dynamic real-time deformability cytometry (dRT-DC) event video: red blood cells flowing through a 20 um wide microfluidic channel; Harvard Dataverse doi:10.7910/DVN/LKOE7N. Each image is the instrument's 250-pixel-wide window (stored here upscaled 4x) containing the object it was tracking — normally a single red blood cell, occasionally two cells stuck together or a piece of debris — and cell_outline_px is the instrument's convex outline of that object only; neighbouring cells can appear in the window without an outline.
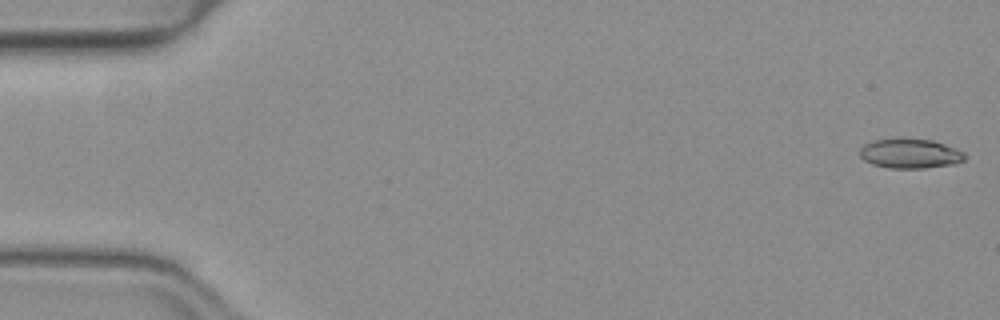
{"species": "common noctule bat (a hibernating species)", "species_latin": "Nyctalus noctula", "temperature_condition": "warm", "stored_images_in_passage": 51, "camera_frame_rate_fps": 3000, "um_per_image_px": 0.085, "animal": {"sex": "female", "body_mass_g": 19.3, "forearm_length_mm": 54.1}, "frame": {"image": 1, "passage_image": 1, "time_ms": 0.0, "image_size_px": [1000, 320], "cell_outline_px": [[968, 156], [964, 160], [956, 164], [924, 168], [892, 168], [872, 164], [864, 160], [860, 156], [860, 148], [864, 144], [872, 140], [900, 136], [932, 140], [956, 148], [964, 152]], "centroid_in_image_um": [77.36, 13.02], "position_along_channel_um": 7.6, "area_um2": 18.73}}
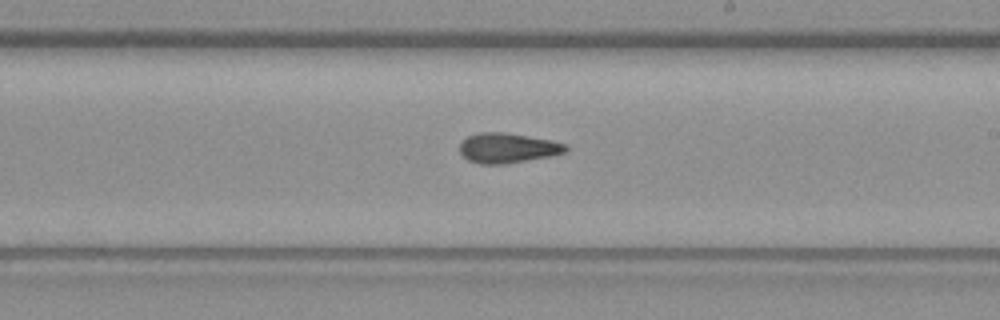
{"frame": {"image": 2, "passage_image": 30, "time_ms": 9.667, "image_size_px": [1000, 320], "cell_outline_px": [[568, 148], [564, 152], [552, 156], [504, 164], [480, 164], [468, 160], [460, 152], [460, 140], [468, 136], [480, 132], [504, 132], [552, 140], [568, 144]], "centroid_in_image_um": [43.15, 12.57], "position_along_channel_um": 245.9, "area_um2": 18.61}}
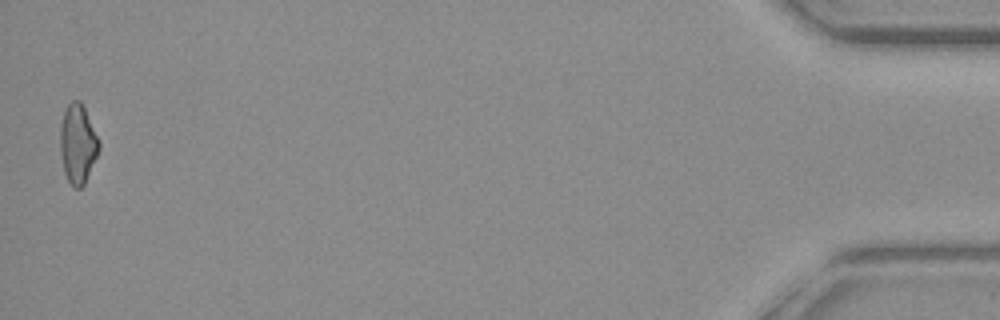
{"frame": {"image": 3, "passage_image": 51, "time_ms": 16.667, "image_size_px": [1000, 320], "cell_outline_px": [[100, 148], [84, 184], [80, 188], [72, 188], [64, 172], [60, 152], [60, 124], [64, 112], [68, 104], [72, 100], [80, 100], [100, 140]], "centroid_in_image_um": [6.6, 12.23], "position_along_channel_um": 428.6, "area_um2": 17.92}, "authors_computed_cell_mechanics": {"area_um2": 18.207, "velocity_mm_per_s": 4.0164, "shape_relaxation_time_tau1_ms": null, "shape_relaxation_time_tau2_ms": 3.1415, "deformation_change_tau1": null, "deformation_change_tau2": 0.1047}}